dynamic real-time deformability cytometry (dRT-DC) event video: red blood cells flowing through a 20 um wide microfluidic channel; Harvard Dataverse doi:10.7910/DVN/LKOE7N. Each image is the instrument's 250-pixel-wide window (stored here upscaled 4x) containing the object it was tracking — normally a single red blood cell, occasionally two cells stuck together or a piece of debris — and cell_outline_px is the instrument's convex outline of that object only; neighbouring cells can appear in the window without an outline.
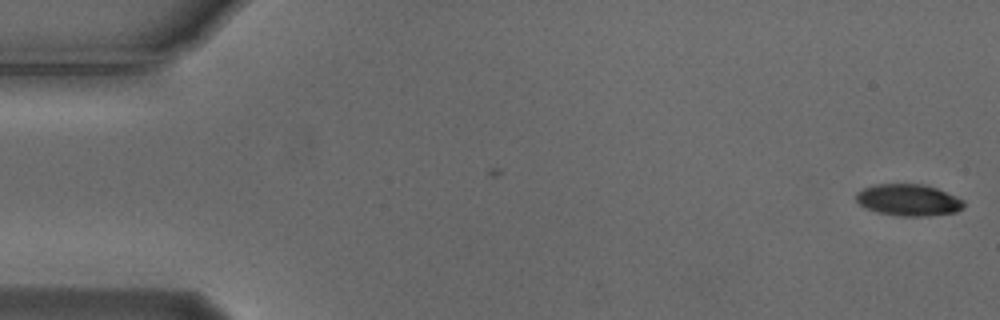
{"species": "Egyptian fruit bat (a non-hibernating species)", "species_latin": "Rousettus aegyptiacus", "temperature_condition": "cold", "stored_images_in_passage": 6, "camera_frame_rate_fps": 3000, "um_per_image_px": 0.085, "animal": {"sex": "male"}, "frame": {"image": 1, "passage_image": 6, "time_ms": 1.667, "image_size_px": [1000, 320], "cell_outline_px": [[964, 208], [956, 212], [928, 216], [900, 216], [876, 212], [864, 208], [856, 200], [856, 192], [872, 184], [924, 184], [936, 188], [956, 196], [964, 200]], "centroid_in_image_um": [77.21, 17.0], "position_along_channel_um": 7.8, "area_um2": 20.06}}